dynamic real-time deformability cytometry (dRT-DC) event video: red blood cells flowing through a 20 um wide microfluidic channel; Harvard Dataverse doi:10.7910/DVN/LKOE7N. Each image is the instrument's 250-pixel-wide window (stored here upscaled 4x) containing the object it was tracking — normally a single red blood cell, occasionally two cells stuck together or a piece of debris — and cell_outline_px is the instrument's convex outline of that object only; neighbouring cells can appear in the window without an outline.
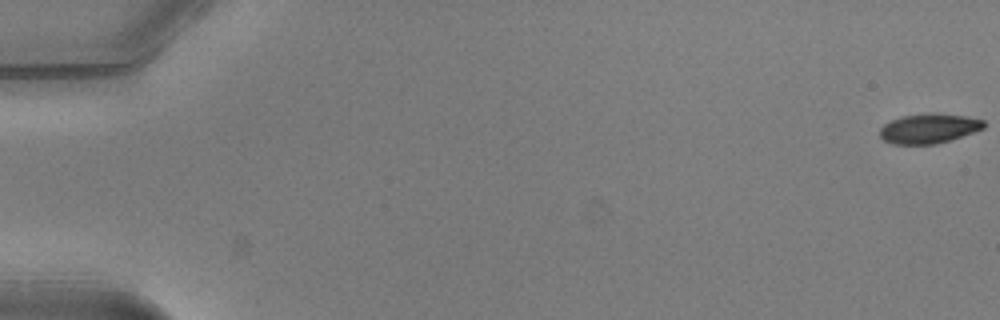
{"species": "common noctule bat (a hibernating species)", "species_latin": "Nyctalus noctula", "temperature_condition": "warm", "stored_images_in_passage": 53, "camera_frame_rate_fps": 3000, "um_per_image_px": 0.085, "animal": {"sex": "male", "body_mass_g": 20.5, "forearm_length_mm": 52.5}, "frame": {"image": 1, "passage_image": 1, "time_ms": 0.0, "image_size_px": [1000, 320], "cell_outline_px": [[984, 128], [936, 144], [892, 144], [884, 140], [880, 136], [880, 128], [884, 124], [892, 120], [904, 116], [964, 116], [984, 120]], "centroid_in_image_um": [78.9, 10.97], "position_along_channel_um": 6.1, "area_um2": 16.88}}
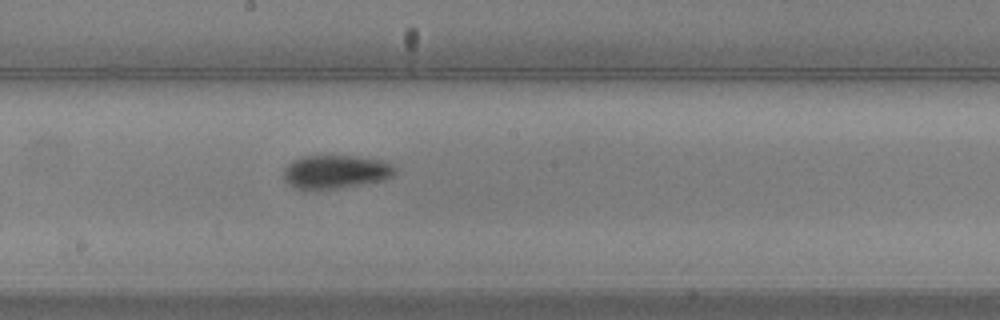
{"frame": {"image": 2, "passage_image": 30, "time_ms": 9.667, "image_size_px": [1000, 320], "cell_outline_px": [[396, 172], [392, 176], [384, 180], [340, 188], [304, 192], [292, 188], [284, 180], [284, 168], [292, 160], [304, 156], [356, 156], [384, 160], [392, 164], [396, 168]], "centroid_in_image_um": [28.49, 14.63], "position_along_channel_um": 219.7, "area_um2": 22.43}}
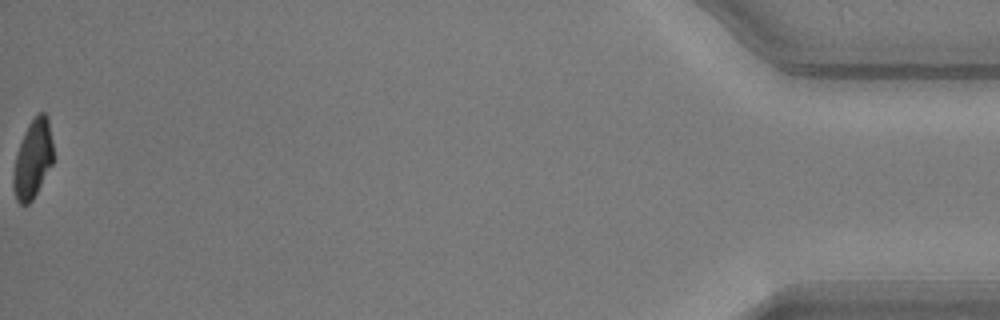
{"frame": {"image": 3, "passage_image": 53, "time_ms": 17.333, "image_size_px": [1000, 320], "cell_outline_px": [[52, 164], [32, 200], [28, 204], [20, 204], [16, 200], [12, 188], [12, 172], [16, 156], [24, 132], [28, 124], [36, 112], [44, 112], [48, 116], [52, 140]], "centroid_in_image_um": [2.77, 13.5], "position_along_channel_um": 432.4, "area_um2": 18.32}, "authors_computed_cell_mechanics": {"area_um2": 19.941, "velocity_mm_per_s": 3.9982, "shape_relaxation_time_tau1_ms": 1.7983, "shape_relaxation_time_tau2_ms": 3.5769, "deformation_change_tau1": 0.1485, "deformation_change_tau2": 0.0864}}